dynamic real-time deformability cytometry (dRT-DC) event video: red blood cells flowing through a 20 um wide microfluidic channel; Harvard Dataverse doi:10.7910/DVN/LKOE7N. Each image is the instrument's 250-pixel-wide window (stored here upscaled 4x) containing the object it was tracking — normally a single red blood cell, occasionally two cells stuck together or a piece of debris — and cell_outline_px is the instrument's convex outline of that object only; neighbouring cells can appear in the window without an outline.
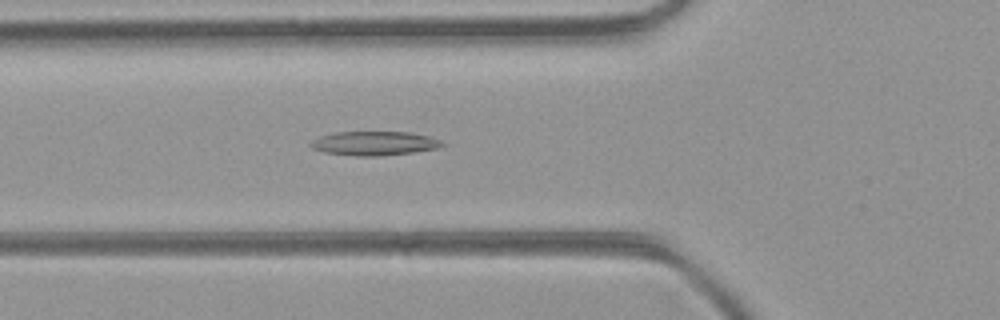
{"species": "common noctule bat (a hibernating species)", "species_latin": "Nyctalus noctula", "temperature_condition": "room temperature", "stored_images_in_passage": 46, "camera_frame_rate_fps": 3000, "um_per_image_px": 0.085, "animal": {"sex": "female", "body_mass_g": 21.9}, "frame": {"image": 1, "passage_image": 16, "time_ms": 5.0, "image_size_px": [1000, 320], "cell_outline_px": [[444, 144], [436, 148], [412, 152], [380, 156], [356, 156], [324, 152], [312, 148], [308, 144], [312, 140], [320, 136], [336, 132], [408, 132], [428, 136], [440, 140]], "centroid_in_image_um": [31.76, 12.18], "position_along_channel_um": 94.0, "area_um2": 18.26}}
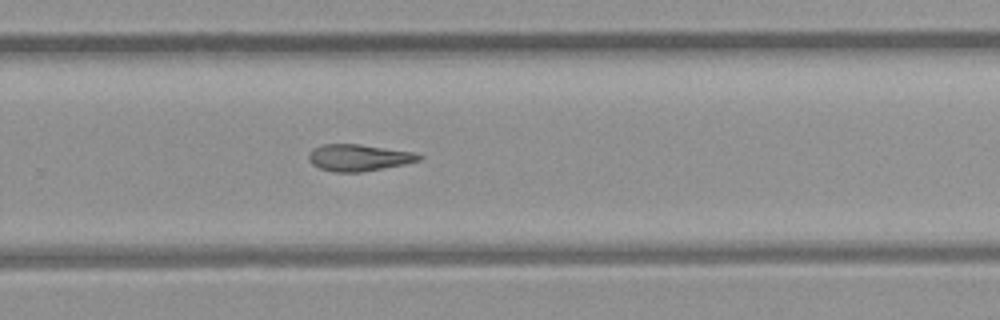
{"frame": {"image": 2, "passage_image": 30, "time_ms": 9.667, "image_size_px": [1000, 320], "cell_outline_px": [[424, 156], [420, 160], [404, 164], [364, 172], [332, 172], [320, 168], [312, 164], [308, 160], [308, 156], [312, 148], [324, 144], [360, 144], [412, 152]], "centroid_in_image_um": [30.46, 13.4], "position_along_channel_um": 299.3, "area_um2": 17.17}}
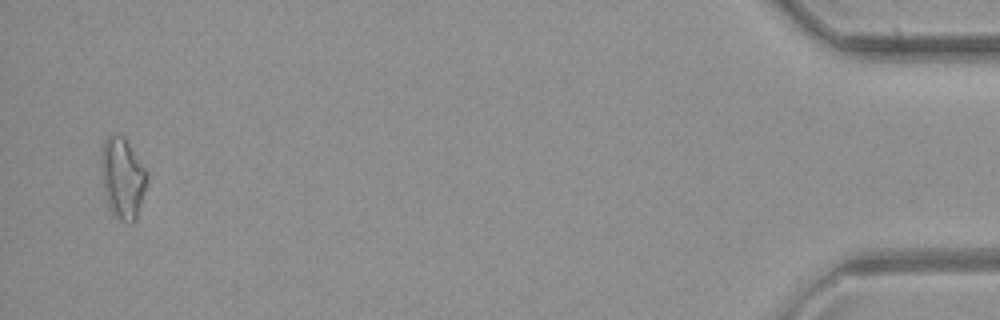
{"frame": {"image": 3, "passage_image": 45, "time_ms": 14.667, "image_size_px": [1000, 320], "cell_outline_px": [[148, 180], [136, 220], [132, 224], [120, 220], [112, 212], [108, 204], [100, 172], [100, 152], [104, 140], [112, 132], [124, 136], [148, 172]], "centroid_in_image_um": [10.41, 15.09], "position_along_channel_um": 424.8, "area_um2": 21.96}}